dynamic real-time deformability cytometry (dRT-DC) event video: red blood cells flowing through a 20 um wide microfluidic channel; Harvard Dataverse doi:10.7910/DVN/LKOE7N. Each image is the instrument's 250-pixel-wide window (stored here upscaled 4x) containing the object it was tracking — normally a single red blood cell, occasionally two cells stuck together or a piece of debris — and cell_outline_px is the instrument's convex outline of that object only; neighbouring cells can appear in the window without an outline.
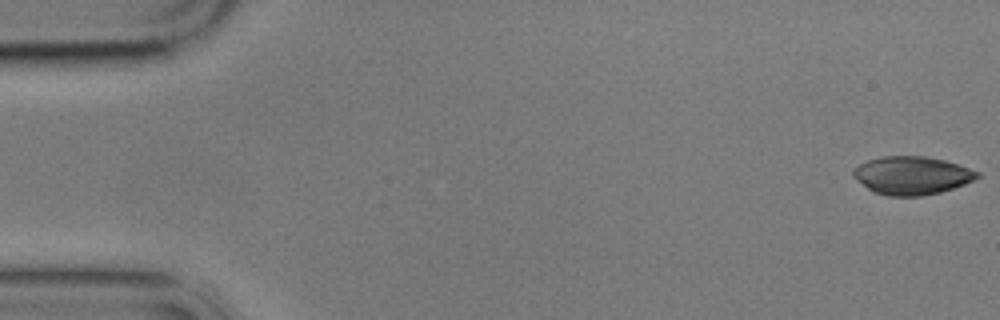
{"species": "common noctule bat (a hibernating species)", "species_latin": "Nyctalus noctula", "temperature_condition": "cold", "stored_images_in_passage": 5, "camera_frame_rate_fps": 3000, "um_per_image_px": 0.085, "animal": {"sex": "male", "body_mass_g": 17.9}, "frame": {"image": 1, "passage_image": 1, "time_ms": 0.0, "image_size_px": [1000, 320], "cell_outline_px": [[980, 176], [964, 184], [940, 192], [920, 196], [888, 196], [876, 192], [868, 188], [852, 176], [852, 172], [860, 164], [868, 160], [884, 156], [924, 156], [944, 160], [980, 172]], "centroid_in_image_um": [77.5, 14.91], "position_along_channel_um": 7.5, "area_um2": 27.17}}
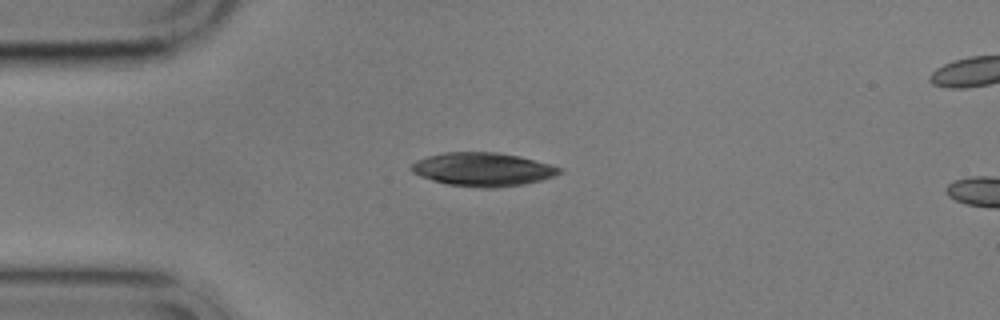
{"frame": {"image": 2, "passage_image": 4, "time_ms": 4.333, "image_size_px": [1000, 320], "cell_outline_px": [[564, 172], [556, 176], [524, 184], [496, 188], [480, 188], [448, 184], [432, 180], [420, 176], [412, 172], [408, 168], [416, 160], [428, 156], [444, 152], [496, 152], [520, 156], [552, 164], [564, 168]], "centroid_in_image_um": [41.08, 14.39], "position_along_channel_um": 43.9, "area_um2": 29.3}}